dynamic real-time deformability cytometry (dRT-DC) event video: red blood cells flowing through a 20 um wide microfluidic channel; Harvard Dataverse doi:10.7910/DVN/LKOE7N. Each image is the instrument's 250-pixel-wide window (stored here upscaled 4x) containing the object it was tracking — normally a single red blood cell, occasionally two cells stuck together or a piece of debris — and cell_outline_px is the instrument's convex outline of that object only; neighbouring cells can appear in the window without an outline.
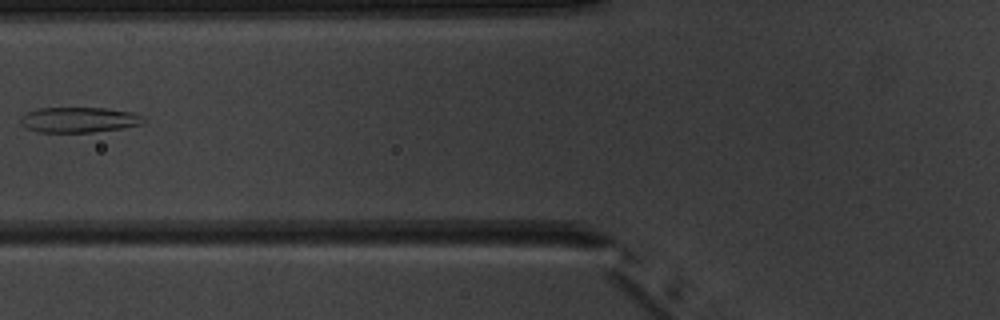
{"species": "common noctule bat (a hibernating species)", "species_latin": "Nyctalus noctula", "temperature_condition": "warm", "stored_images_in_passage": 7, "camera_frame_rate_fps": 3000, "um_per_image_px": 0.085, "animal": {"sex": "male", "body_mass_g": 20.1, "forearm_length_mm": 53.5}, "frame": {"image": 1, "passage_image": 6, "time_ms": 6.0, "image_size_px": [1000, 320], "cell_outline_px": [[144, 120], [140, 124], [120, 128], [92, 132], [36, 132], [20, 124], [20, 116], [36, 108], [104, 108], [132, 112], [144, 116]], "centroid_in_image_um": [6.66, 10.18], "position_along_channel_um": 119.1, "area_um2": 18.09}}
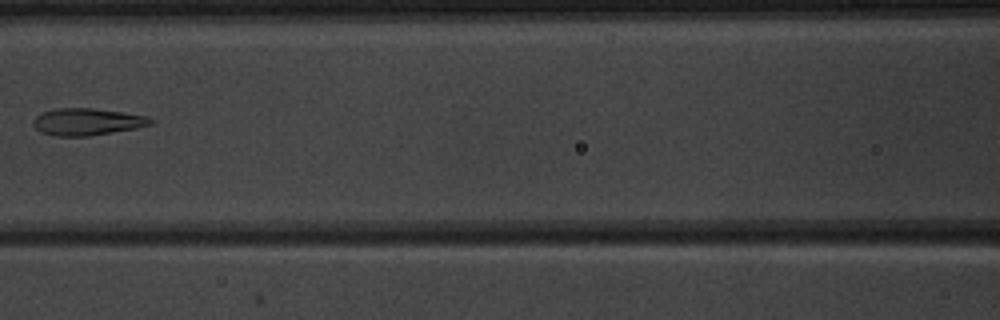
{"frame": {"image": 2, "passage_image": 7, "time_ms": 7.0, "image_size_px": [1000, 320], "cell_outline_px": [[152, 124], [136, 128], [88, 136], [56, 136], [40, 132], [32, 124], [32, 120], [40, 112], [56, 108], [92, 108], [148, 116], [152, 120]], "centroid_in_image_um": [7.35, 10.35], "position_along_channel_um": 159.3, "area_um2": 18.44}}